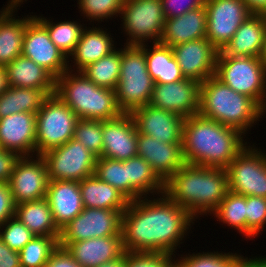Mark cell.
Returning <instances> with one entry per match:
<instances>
[{"instance_id":"1","label":"cell","mask_w":266,"mask_h":267,"mask_svg":"<svg viewBox=\"0 0 266 267\" xmlns=\"http://www.w3.org/2000/svg\"><path fill=\"white\" fill-rule=\"evenodd\" d=\"M154 197L153 200L141 197L130 201L123 212L121 236L124 250L166 253L176 257L175 250L183 243L181 241L187 237L196 219L165 194Z\"/></svg>"},{"instance_id":"2","label":"cell","mask_w":266,"mask_h":267,"mask_svg":"<svg viewBox=\"0 0 266 267\" xmlns=\"http://www.w3.org/2000/svg\"><path fill=\"white\" fill-rule=\"evenodd\" d=\"M246 135L200 114L184 119L182 147L187 164L226 168L247 145Z\"/></svg>"},{"instance_id":"3","label":"cell","mask_w":266,"mask_h":267,"mask_svg":"<svg viewBox=\"0 0 266 267\" xmlns=\"http://www.w3.org/2000/svg\"><path fill=\"white\" fill-rule=\"evenodd\" d=\"M227 171L224 168L185 164L164 182V194L195 219L211 214L226 196Z\"/></svg>"},{"instance_id":"4","label":"cell","mask_w":266,"mask_h":267,"mask_svg":"<svg viewBox=\"0 0 266 267\" xmlns=\"http://www.w3.org/2000/svg\"><path fill=\"white\" fill-rule=\"evenodd\" d=\"M198 114L246 134L262 118V108L214 75L200 85Z\"/></svg>"},{"instance_id":"5","label":"cell","mask_w":266,"mask_h":267,"mask_svg":"<svg viewBox=\"0 0 266 267\" xmlns=\"http://www.w3.org/2000/svg\"><path fill=\"white\" fill-rule=\"evenodd\" d=\"M55 94L79 119L105 121L120 116L115 90L99 87L81 71H65L56 79Z\"/></svg>"},{"instance_id":"6","label":"cell","mask_w":266,"mask_h":267,"mask_svg":"<svg viewBox=\"0 0 266 267\" xmlns=\"http://www.w3.org/2000/svg\"><path fill=\"white\" fill-rule=\"evenodd\" d=\"M121 48L120 78L115 88L118 107L123 113H131L149 104L154 80L151 78L140 45H124Z\"/></svg>"},{"instance_id":"7","label":"cell","mask_w":266,"mask_h":267,"mask_svg":"<svg viewBox=\"0 0 266 267\" xmlns=\"http://www.w3.org/2000/svg\"><path fill=\"white\" fill-rule=\"evenodd\" d=\"M215 76L261 108L266 100V66L261 57L217 55Z\"/></svg>"},{"instance_id":"8","label":"cell","mask_w":266,"mask_h":267,"mask_svg":"<svg viewBox=\"0 0 266 267\" xmlns=\"http://www.w3.org/2000/svg\"><path fill=\"white\" fill-rule=\"evenodd\" d=\"M79 118L56 94L50 95L36 113V155L73 139Z\"/></svg>"},{"instance_id":"9","label":"cell","mask_w":266,"mask_h":267,"mask_svg":"<svg viewBox=\"0 0 266 267\" xmlns=\"http://www.w3.org/2000/svg\"><path fill=\"white\" fill-rule=\"evenodd\" d=\"M121 25L127 37L125 45L159 42L165 24L161 0H125Z\"/></svg>"},{"instance_id":"10","label":"cell","mask_w":266,"mask_h":267,"mask_svg":"<svg viewBox=\"0 0 266 267\" xmlns=\"http://www.w3.org/2000/svg\"><path fill=\"white\" fill-rule=\"evenodd\" d=\"M264 152V153H263ZM246 145L225 168L229 191L266 198V151Z\"/></svg>"},{"instance_id":"11","label":"cell","mask_w":266,"mask_h":267,"mask_svg":"<svg viewBox=\"0 0 266 267\" xmlns=\"http://www.w3.org/2000/svg\"><path fill=\"white\" fill-rule=\"evenodd\" d=\"M41 157L46 163L49 180L77 182L94 175L97 160L92 152L74 139L46 151Z\"/></svg>"},{"instance_id":"12","label":"cell","mask_w":266,"mask_h":267,"mask_svg":"<svg viewBox=\"0 0 266 267\" xmlns=\"http://www.w3.org/2000/svg\"><path fill=\"white\" fill-rule=\"evenodd\" d=\"M123 213L117 210L84 208L83 211L61 229L59 246L70 242L121 235Z\"/></svg>"},{"instance_id":"13","label":"cell","mask_w":266,"mask_h":267,"mask_svg":"<svg viewBox=\"0 0 266 267\" xmlns=\"http://www.w3.org/2000/svg\"><path fill=\"white\" fill-rule=\"evenodd\" d=\"M206 38L222 51L239 26L252 14L243 0H205Z\"/></svg>"},{"instance_id":"14","label":"cell","mask_w":266,"mask_h":267,"mask_svg":"<svg viewBox=\"0 0 266 267\" xmlns=\"http://www.w3.org/2000/svg\"><path fill=\"white\" fill-rule=\"evenodd\" d=\"M48 183L47 167L41 155L20 157L8 182L15 205L46 198Z\"/></svg>"},{"instance_id":"15","label":"cell","mask_w":266,"mask_h":267,"mask_svg":"<svg viewBox=\"0 0 266 267\" xmlns=\"http://www.w3.org/2000/svg\"><path fill=\"white\" fill-rule=\"evenodd\" d=\"M21 55L46 69L55 79L68 70V59L51 41L47 29L35 17L25 29Z\"/></svg>"},{"instance_id":"16","label":"cell","mask_w":266,"mask_h":267,"mask_svg":"<svg viewBox=\"0 0 266 267\" xmlns=\"http://www.w3.org/2000/svg\"><path fill=\"white\" fill-rule=\"evenodd\" d=\"M201 83L185 78L181 81L155 84L149 104L184 118L198 114Z\"/></svg>"},{"instance_id":"17","label":"cell","mask_w":266,"mask_h":267,"mask_svg":"<svg viewBox=\"0 0 266 267\" xmlns=\"http://www.w3.org/2000/svg\"><path fill=\"white\" fill-rule=\"evenodd\" d=\"M138 133L161 143H182L184 117L147 104L130 113Z\"/></svg>"},{"instance_id":"18","label":"cell","mask_w":266,"mask_h":267,"mask_svg":"<svg viewBox=\"0 0 266 267\" xmlns=\"http://www.w3.org/2000/svg\"><path fill=\"white\" fill-rule=\"evenodd\" d=\"M185 78L204 82L215 75L218 50L207 38L171 47Z\"/></svg>"},{"instance_id":"19","label":"cell","mask_w":266,"mask_h":267,"mask_svg":"<svg viewBox=\"0 0 266 267\" xmlns=\"http://www.w3.org/2000/svg\"><path fill=\"white\" fill-rule=\"evenodd\" d=\"M102 132L101 157L126 161L137 156V129L130 113L102 121Z\"/></svg>"},{"instance_id":"20","label":"cell","mask_w":266,"mask_h":267,"mask_svg":"<svg viewBox=\"0 0 266 267\" xmlns=\"http://www.w3.org/2000/svg\"><path fill=\"white\" fill-rule=\"evenodd\" d=\"M0 148L20 157L36 155V113L19 112L0 119Z\"/></svg>"},{"instance_id":"21","label":"cell","mask_w":266,"mask_h":267,"mask_svg":"<svg viewBox=\"0 0 266 267\" xmlns=\"http://www.w3.org/2000/svg\"><path fill=\"white\" fill-rule=\"evenodd\" d=\"M137 155L151 165L152 170L163 182L186 164L182 143H161L138 132Z\"/></svg>"},{"instance_id":"22","label":"cell","mask_w":266,"mask_h":267,"mask_svg":"<svg viewBox=\"0 0 266 267\" xmlns=\"http://www.w3.org/2000/svg\"><path fill=\"white\" fill-rule=\"evenodd\" d=\"M46 200L54 222L60 230L84 209L77 181L49 180Z\"/></svg>"},{"instance_id":"23","label":"cell","mask_w":266,"mask_h":267,"mask_svg":"<svg viewBox=\"0 0 266 267\" xmlns=\"http://www.w3.org/2000/svg\"><path fill=\"white\" fill-rule=\"evenodd\" d=\"M65 248L82 267H98L125 253L121 235L70 242Z\"/></svg>"},{"instance_id":"24","label":"cell","mask_w":266,"mask_h":267,"mask_svg":"<svg viewBox=\"0 0 266 267\" xmlns=\"http://www.w3.org/2000/svg\"><path fill=\"white\" fill-rule=\"evenodd\" d=\"M21 5L8 1L6 7L0 9V66L5 67L22 54L25 29L34 15L16 18L15 10Z\"/></svg>"},{"instance_id":"25","label":"cell","mask_w":266,"mask_h":267,"mask_svg":"<svg viewBox=\"0 0 266 267\" xmlns=\"http://www.w3.org/2000/svg\"><path fill=\"white\" fill-rule=\"evenodd\" d=\"M110 34L99 26L85 27L73 53L68 58V70L74 71L76 69V71H82L88 65L114 51L116 48L114 44L116 43H114L115 41ZM70 61L74 63L72 65L73 67L75 66L74 69H72Z\"/></svg>"},{"instance_id":"26","label":"cell","mask_w":266,"mask_h":267,"mask_svg":"<svg viewBox=\"0 0 266 267\" xmlns=\"http://www.w3.org/2000/svg\"><path fill=\"white\" fill-rule=\"evenodd\" d=\"M207 12L205 4L181 16L165 19L160 43L176 45L206 38Z\"/></svg>"},{"instance_id":"27","label":"cell","mask_w":266,"mask_h":267,"mask_svg":"<svg viewBox=\"0 0 266 267\" xmlns=\"http://www.w3.org/2000/svg\"><path fill=\"white\" fill-rule=\"evenodd\" d=\"M266 26L260 14H251L218 55L261 57Z\"/></svg>"},{"instance_id":"28","label":"cell","mask_w":266,"mask_h":267,"mask_svg":"<svg viewBox=\"0 0 266 267\" xmlns=\"http://www.w3.org/2000/svg\"><path fill=\"white\" fill-rule=\"evenodd\" d=\"M9 86L44 90L55 94L56 79L43 67L23 55L5 66Z\"/></svg>"},{"instance_id":"29","label":"cell","mask_w":266,"mask_h":267,"mask_svg":"<svg viewBox=\"0 0 266 267\" xmlns=\"http://www.w3.org/2000/svg\"><path fill=\"white\" fill-rule=\"evenodd\" d=\"M127 161V199L135 201L147 195L164 194V182L142 157L134 156Z\"/></svg>"},{"instance_id":"30","label":"cell","mask_w":266,"mask_h":267,"mask_svg":"<svg viewBox=\"0 0 266 267\" xmlns=\"http://www.w3.org/2000/svg\"><path fill=\"white\" fill-rule=\"evenodd\" d=\"M144 49L147 69L155 84H167L185 79L172 48L160 42L140 45ZM150 47V48H148Z\"/></svg>"},{"instance_id":"31","label":"cell","mask_w":266,"mask_h":267,"mask_svg":"<svg viewBox=\"0 0 266 267\" xmlns=\"http://www.w3.org/2000/svg\"><path fill=\"white\" fill-rule=\"evenodd\" d=\"M79 188L84 208L110 209L123 213L130 202L117 189L95 175L80 181Z\"/></svg>"},{"instance_id":"32","label":"cell","mask_w":266,"mask_h":267,"mask_svg":"<svg viewBox=\"0 0 266 267\" xmlns=\"http://www.w3.org/2000/svg\"><path fill=\"white\" fill-rule=\"evenodd\" d=\"M15 217L36 236H60L46 198L15 205Z\"/></svg>"},{"instance_id":"33","label":"cell","mask_w":266,"mask_h":267,"mask_svg":"<svg viewBox=\"0 0 266 267\" xmlns=\"http://www.w3.org/2000/svg\"><path fill=\"white\" fill-rule=\"evenodd\" d=\"M48 97L41 89L10 86L0 94V119L19 112L37 113Z\"/></svg>"},{"instance_id":"34","label":"cell","mask_w":266,"mask_h":267,"mask_svg":"<svg viewBox=\"0 0 266 267\" xmlns=\"http://www.w3.org/2000/svg\"><path fill=\"white\" fill-rule=\"evenodd\" d=\"M34 17L47 29L51 41L68 59L77 45L85 24L79 21H60L55 24L52 19L44 16ZM52 20V21H51Z\"/></svg>"},{"instance_id":"35","label":"cell","mask_w":266,"mask_h":267,"mask_svg":"<svg viewBox=\"0 0 266 267\" xmlns=\"http://www.w3.org/2000/svg\"><path fill=\"white\" fill-rule=\"evenodd\" d=\"M120 66L121 49L116 48L81 72L97 86L115 90L120 78Z\"/></svg>"},{"instance_id":"36","label":"cell","mask_w":266,"mask_h":267,"mask_svg":"<svg viewBox=\"0 0 266 267\" xmlns=\"http://www.w3.org/2000/svg\"><path fill=\"white\" fill-rule=\"evenodd\" d=\"M246 196L228 191L212 213L217 221L227 224L246 238ZM219 219V220H218Z\"/></svg>"},{"instance_id":"37","label":"cell","mask_w":266,"mask_h":267,"mask_svg":"<svg viewBox=\"0 0 266 267\" xmlns=\"http://www.w3.org/2000/svg\"><path fill=\"white\" fill-rule=\"evenodd\" d=\"M60 236H35L18 253L21 267H44Z\"/></svg>"},{"instance_id":"38","label":"cell","mask_w":266,"mask_h":267,"mask_svg":"<svg viewBox=\"0 0 266 267\" xmlns=\"http://www.w3.org/2000/svg\"><path fill=\"white\" fill-rule=\"evenodd\" d=\"M242 255L225 252H202L181 255L174 261V267H236Z\"/></svg>"},{"instance_id":"39","label":"cell","mask_w":266,"mask_h":267,"mask_svg":"<svg viewBox=\"0 0 266 267\" xmlns=\"http://www.w3.org/2000/svg\"><path fill=\"white\" fill-rule=\"evenodd\" d=\"M94 175L127 198V161L98 157Z\"/></svg>"},{"instance_id":"40","label":"cell","mask_w":266,"mask_h":267,"mask_svg":"<svg viewBox=\"0 0 266 267\" xmlns=\"http://www.w3.org/2000/svg\"><path fill=\"white\" fill-rule=\"evenodd\" d=\"M102 121L78 119L75 125L73 139L82 143L86 149L97 158L103 151Z\"/></svg>"},{"instance_id":"41","label":"cell","mask_w":266,"mask_h":267,"mask_svg":"<svg viewBox=\"0 0 266 267\" xmlns=\"http://www.w3.org/2000/svg\"><path fill=\"white\" fill-rule=\"evenodd\" d=\"M80 12L90 22L101 23L104 19H112L121 14L125 0H77ZM119 14V15H118ZM101 21V22H100Z\"/></svg>"},{"instance_id":"42","label":"cell","mask_w":266,"mask_h":267,"mask_svg":"<svg viewBox=\"0 0 266 267\" xmlns=\"http://www.w3.org/2000/svg\"><path fill=\"white\" fill-rule=\"evenodd\" d=\"M246 239L253 240L266 225V198L246 196ZM253 238V239H251Z\"/></svg>"},{"instance_id":"43","label":"cell","mask_w":266,"mask_h":267,"mask_svg":"<svg viewBox=\"0 0 266 267\" xmlns=\"http://www.w3.org/2000/svg\"><path fill=\"white\" fill-rule=\"evenodd\" d=\"M34 235L17 217L9 218L0 225V239L11 249L19 252Z\"/></svg>"},{"instance_id":"44","label":"cell","mask_w":266,"mask_h":267,"mask_svg":"<svg viewBox=\"0 0 266 267\" xmlns=\"http://www.w3.org/2000/svg\"><path fill=\"white\" fill-rule=\"evenodd\" d=\"M175 259L166 253L126 252L125 267H174Z\"/></svg>"},{"instance_id":"45","label":"cell","mask_w":266,"mask_h":267,"mask_svg":"<svg viewBox=\"0 0 266 267\" xmlns=\"http://www.w3.org/2000/svg\"><path fill=\"white\" fill-rule=\"evenodd\" d=\"M165 19L178 17L205 4V0H161Z\"/></svg>"},{"instance_id":"46","label":"cell","mask_w":266,"mask_h":267,"mask_svg":"<svg viewBox=\"0 0 266 267\" xmlns=\"http://www.w3.org/2000/svg\"><path fill=\"white\" fill-rule=\"evenodd\" d=\"M15 216V203L8 183L0 182V225Z\"/></svg>"},{"instance_id":"47","label":"cell","mask_w":266,"mask_h":267,"mask_svg":"<svg viewBox=\"0 0 266 267\" xmlns=\"http://www.w3.org/2000/svg\"><path fill=\"white\" fill-rule=\"evenodd\" d=\"M19 158L16 152L0 148V182L10 181L14 165Z\"/></svg>"},{"instance_id":"48","label":"cell","mask_w":266,"mask_h":267,"mask_svg":"<svg viewBox=\"0 0 266 267\" xmlns=\"http://www.w3.org/2000/svg\"><path fill=\"white\" fill-rule=\"evenodd\" d=\"M44 267H82L73 259L66 248L58 246L50 255Z\"/></svg>"},{"instance_id":"49","label":"cell","mask_w":266,"mask_h":267,"mask_svg":"<svg viewBox=\"0 0 266 267\" xmlns=\"http://www.w3.org/2000/svg\"><path fill=\"white\" fill-rule=\"evenodd\" d=\"M0 267H21L19 253L11 250L0 239Z\"/></svg>"},{"instance_id":"50","label":"cell","mask_w":266,"mask_h":267,"mask_svg":"<svg viewBox=\"0 0 266 267\" xmlns=\"http://www.w3.org/2000/svg\"><path fill=\"white\" fill-rule=\"evenodd\" d=\"M236 267H266V257H243V255L237 261Z\"/></svg>"},{"instance_id":"51","label":"cell","mask_w":266,"mask_h":267,"mask_svg":"<svg viewBox=\"0 0 266 267\" xmlns=\"http://www.w3.org/2000/svg\"><path fill=\"white\" fill-rule=\"evenodd\" d=\"M252 14H260L266 9V0H243Z\"/></svg>"},{"instance_id":"52","label":"cell","mask_w":266,"mask_h":267,"mask_svg":"<svg viewBox=\"0 0 266 267\" xmlns=\"http://www.w3.org/2000/svg\"><path fill=\"white\" fill-rule=\"evenodd\" d=\"M125 266H126V252L122 256L114 260L104 262L98 267H125Z\"/></svg>"},{"instance_id":"53","label":"cell","mask_w":266,"mask_h":267,"mask_svg":"<svg viewBox=\"0 0 266 267\" xmlns=\"http://www.w3.org/2000/svg\"><path fill=\"white\" fill-rule=\"evenodd\" d=\"M7 72L4 66H0V94L9 88Z\"/></svg>"},{"instance_id":"54","label":"cell","mask_w":266,"mask_h":267,"mask_svg":"<svg viewBox=\"0 0 266 267\" xmlns=\"http://www.w3.org/2000/svg\"><path fill=\"white\" fill-rule=\"evenodd\" d=\"M261 59L264 63V65L266 66V35H265V41H264V48L261 54Z\"/></svg>"},{"instance_id":"55","label":"cell","mask_w":266,"mask_h":267,"mask_svg":"<svg viewBox=\"0 0 266 267\" xmlns=\"http://www.w3.org/2000/svg\"><path fill=\"white\" fill-rule=\"evenodd\" d=\"M26 2L27 0H9L10 3H14V4H23V2Z\"/></svg>"},{"instance_id":"56","label":"cell","mask_w":266,"mask_h":267,"mask_svg":"<svg viewBox=\"0 0 266 267\" xmlns=\"http://www.w3.org/2000/svg\"><path fill=\"white\" fill-rule=\"evenodd\" d=\"M260 15L262 16V18L264 20V24L266 26V9L262 13H260Z\"/></svg>"},{"instance_id":"57","label":"cell","mask_w":266,"mask_h":267,"mask_svg":"<svg viewBox=\"0 0 266 267\" xmlns=\"http://www.w3.org/2000/svg\"><path fill=\"white\" fill-rule=\"evenodd\" d=\"M266 113V100H265V103H264V105H263V107H262V119H263V117L265 116L264 114Z\"/></svg>"}]
</instances>
